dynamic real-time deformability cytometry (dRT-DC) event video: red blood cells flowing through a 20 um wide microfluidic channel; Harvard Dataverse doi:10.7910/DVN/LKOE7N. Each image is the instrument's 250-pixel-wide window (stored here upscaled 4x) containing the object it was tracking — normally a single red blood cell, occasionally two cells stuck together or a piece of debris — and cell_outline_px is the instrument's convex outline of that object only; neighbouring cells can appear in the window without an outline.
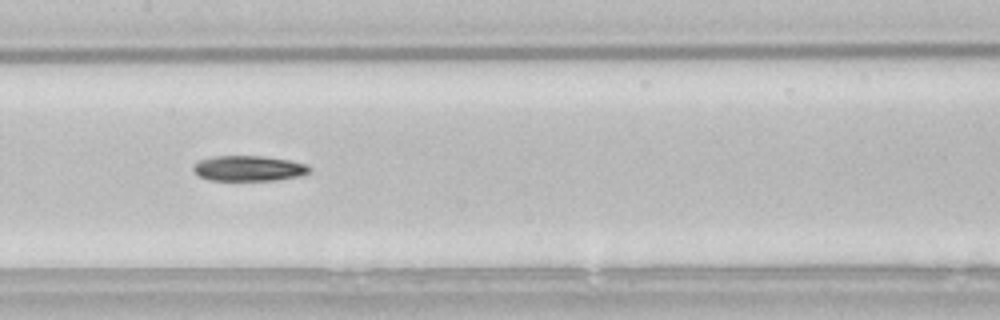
{"species": "common noctule bat (a hibernating species)", "species_latin": "Nyctalus noctula", "temperature_condition": "room temperature", "stored_images_in_passage": 39, "camera_frame_rate_fps": 3000, "um_per_image_px": 0.085, "animal": {"sex": "male", "body_mass_g": 21.5, "forearm_length_mm": 52.0}, "frame": {"image": 1, "passage_image": 12, "time_ms": 3.667, "image_size_px": [1000, 320], "cell_outline_px": [[312, 172], [300, 176], [272, 180], [212, 180], [200, 176], [192, 168], [200, 160], [216, 156], [264, 156], [288, 160], [308, 164], [312, 168]], "centroid_in_image_um": [21.22, 14.31], "position_along_channel_um": 186.2, "area_um2": 17.05}, "authors_computed_cell_mechanics": {"area_um2": 17.1666, "velocity_mm_per_s": 3.848, "shape_relaxation_time_tau1_ms": 5.2092, "shape_relaxation_time_tau2_ms": null, "deformation_change_tau1": 0.1544, "deformation_change_tau2": null}}